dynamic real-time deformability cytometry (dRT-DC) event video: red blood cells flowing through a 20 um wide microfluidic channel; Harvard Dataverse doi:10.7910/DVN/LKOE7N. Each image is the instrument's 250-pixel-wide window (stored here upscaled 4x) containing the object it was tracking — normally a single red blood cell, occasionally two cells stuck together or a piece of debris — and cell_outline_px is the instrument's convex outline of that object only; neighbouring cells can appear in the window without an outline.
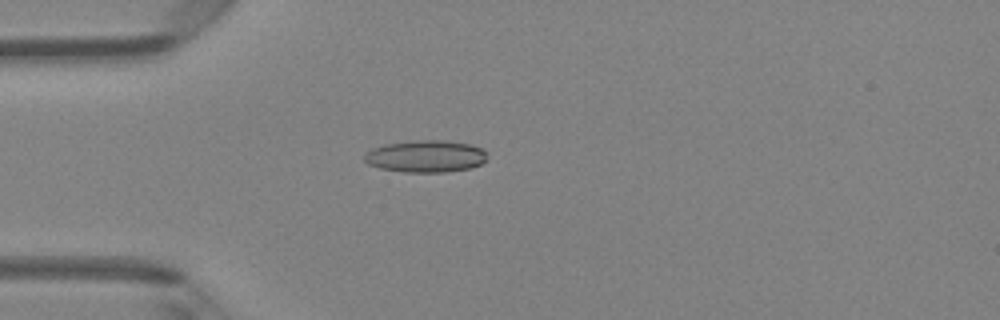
{"species": "Egyptian fruit bat (a non-hibernating species)", "species_latin": "Rousettus aegyptiacus", "temperature_condition": "room temperature", "stored_images_in_passage": 41, "camera_frame_rate_fps": 3000, "um_per_image_px": 0.085, "animal": {"sex": "female"}, "frame": {"image": 1, "passage_image": 7, "time_ms": 2.0, "image_size_px": [1000, 320], "cell_outline_px": [[488, 160], [472, 168], [448, 172], [404, 172], [380, 168], [368, 164], [364, 160], [364, 156], [372, 148], [384, 144], [416, 140], [448, 140], [472, 144], [488, 152]], "centroid_in_image_um": [36.25, 13.28], "position_along_channel_um": 48.8, "area_um2": 23.29}}
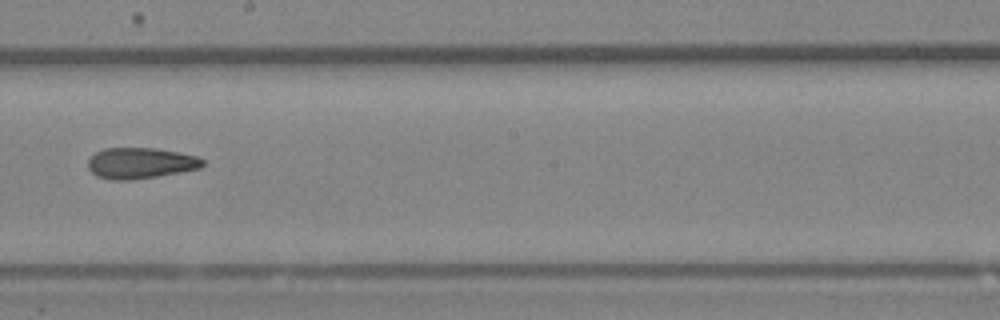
{"frame": {"image": 2, "passage_image": 21, "time_ms": 6.667, "image_size_px": [1000, 320], "cell_outline_px": [[204, 164], [200, 168], [156, 176], [132, 180], [112, 180], [96, 176], [88, 168], [88, 160], [96, 152], [104, 148], [156, 148], [196, 156], [204, 160]], "centroid_in_image_um": [11.91, 13.86], "position_along_channel_um": 236.3, "area_um2": 20.52}}
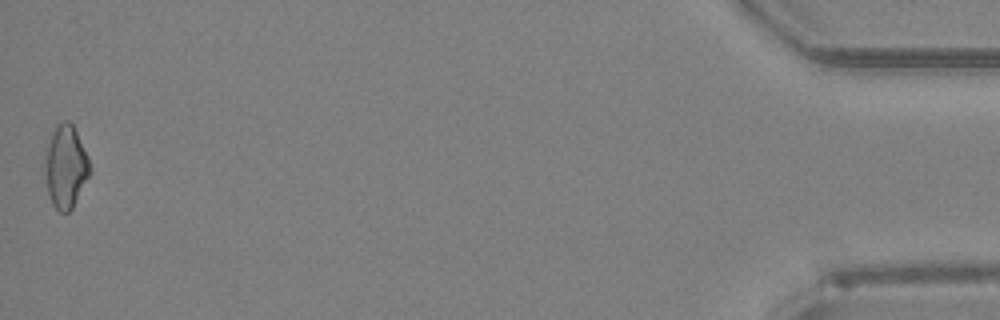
{"frame": {"image": 3, "passage_image": 41, "time_ms": 13.333, "image_size_px": [1000, 320], "cell_outline_px": [[92, 172], [72, 208], [68, 212], [60, 212], [52, 204], [48, 192], [44, 164], [44, 160], [48, 144], [52, 132], [56, 124], [64, 120], [68, 120], [72, 124], [88, 156], [92, 168]], "centroid_in_image_um": [5.6, 14.16], "position_along_channel_um": 429.6, "area_um2": 21.68}, "authors_computed_cell_mechanics": {"area_um2": 20.808, "velocity_mm_per_s": 4.3075, "shape_relaxation_time_tau1_ms": null, "shape_relaxation_time_tau2_ms": 6.2093, "deformation_change_tau1": null, "deformation_change_tau2": 0.1787}}